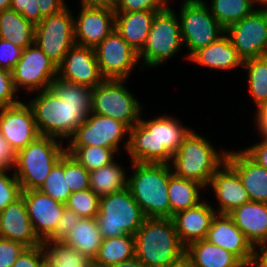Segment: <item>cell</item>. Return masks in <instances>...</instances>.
I'll use <instances>...</instances> for the list:
<instances>
[{"label": "cell", "mask_w": 267, "mask_h": 267, "mask_svg": "<svg viewBox=\"0 0 267 267\" xmlns=\"http://www.w3.org/2000/svg\"><path fill=\"white\" fill-rule=\"evenodd\" d=\"M120 0H100V6H109L115 8Z\"/></svg>", "instance_id": "57"}, {"label": "cell", "mask_w": 267, "mask_h": 267, "mask_svg": "<svg viewBox=\"0 0 267 267\" xmlns=\"http://www.w3.org/2000/svg\"><path fill=\"white\" fill-rule=\"evenodd\" d=\"M250 267H267V241L254 246V257Z\"/></svg>", "instance_id": "53"}, {"label": "cell", "mask_w": 267, "mask_h": 267, "mask_svg": "<svg viewBox=\"0 0 267 267\" xmlns=\"http://www.w3.org/2000/svg\"><path fill=\"white\" fill-rule=\"evenodd\" d=\"M11 0H0V11L10 9Z\"/></svg>", "instance_id": "58"}, {"label": "cell", "mask_w": 267, "mask_h": 267, "mask_svg": "<svg viewBox=\"0 0 267 267\" xmlns=\"http://www.w3.org/2000/svg\"><path fill=\"white\" fill-rule=\"evenodd\" d=\"M250 93L255 107L263 105L267 100V55L259 58H250L243 61Z\"/></svg>", "instance_id": "36"}, {"label": "cell", "mask_w": 267, "mask_h": 267, "mask_svg": "<svg viewBox=\"0 0 267 267\" xmlns=\"http://www.w3.org/2000/svg\"><path fill=\"white\" fill-rule=\"evenodd\" d=\"M26 248L22 243L0 238V267H13L14 262Z\"/></svg>", "instance_id": "46"}, {"label": "cell", "mask_w": 267, "mask_h": 267, "mask_svg": "<svg viewBox=\"0 0 267 267\" xmlns=\"http://www.w3.org/2000/svg\"><path fill=\"white\" fill-rule=\"evenodd\" d=\"M194 267H246L234 254L203 239L186 247Z\"/></svg>", "instance_id": "28"}, {"label": "cell", "mask_w": 267, "mask_h": 267, "mask_svg": "<svg viewBox=\"0 0 267 267\" xmlns=\"http://www.w3.org/2000/svg\"><path fill=\"white\" fill-rule=\"evenodd\" d=\"M0 238L20 242L26 247L43 244L34 231L22 195L0 212Z\"/></svg>", "instance_id": "23"}, {"label": "cell", "mask_w": 267, "mask_h": 267, "mask_svg": "<svg viewBox=\"0 0 267 267\" xmlns=\"http://www.w3.org/2000/svg\"><path fill=\"white\" fill-rule=\"evenodd\" d=\"M116 159L100 169L89 172L90 189L99 197L128 187V173Z\"/></svg>", "instance_id": "32"}, {"label": "cell", "mask_w": 267, "mask_h": 267, "mask_svg": "<svg viewBox=\"0 0 267 267\" xmlns=\"http://www.w3.org/2000/svg\"><path fill=\"white\" fill-rule=\"evenodd\" d=\"M41 16L47 17L56 14L68 6L66 0H36Z\"/></svg>", "instance_id": "50"}, {"label": "cell", "mask_w": 267, "mask_h": 267, "mask_svg": "<svg viewBox=\"0 0 267 267\" xmlns=\"http://www.w3.org/2000/svg\"><path fill=\"white\" fill-rule=\"evenodd\" d=\"M239 56L244 60L267 55V5L225 29Z\"/></svg>", "instance_id": "14"}, {"label": "cell", "mask_w": 267, "mask_h": 267, "mask_svg": "<svg viewBox=\"0 0 267 267\" xmlns=\"http://www.w3.org/2000/svg\"><path fill=\"white\" fill-rule=\"evenodd\" d=\"M81 218L76 212L65 208L62 218L56 225V231L47 241H61Z\"/></svg>", "instance_id": "48"}, {"label": "cell", "mask_w": 267, "mask_h": 267, "mask_svg": "<svg viewBox=\"0 0 267 267\" xmlns=\"http://www.w3.org/2000/svg\"><path fill=\"white\" fill-rule=\"evenodd\" d=\"M128 190L147 218H170V164L132 163Z\"/></svg>", "instance_id": "4"}, {"label": "cell", "mask_w": 267, "mask_h": 267, "mask_svg": "<svg viewBox=\"0 0 267 267\" xmlns=\"http://www.w3.org/2000/svg\"><path fill=\"white\" fill-rule=\"evenodd\" d=\"M109 267H146L139 259L133 257L130 260L111 265Z\"/></svg>", "instance_id": "54"}, {"label": "cell", "mask_w": 267, "mask_h": 267, "mask_svg": "<svg viewBox=\"0 0 267 267\" xmlns=\"http://www.w3.org/2000/svg\"><path fill=\"white\" fill-rule=\"evenodd\" d=\"M64 175L71 193L90 188L89 171L67 152L64 153Z\"/></svg>", "instance_id": "40"}, {"label": "cell", "mask_w": 267, "mask_h": 267, "mask_svg": "<svg viewBox=\"0 0 267 267\" xmlns=\"http://www.w3.org/2000/svg\"><path fill=\"white\" fill-rule=\"evenodd\" d=\"M254 125H256L255 129L258 130L259 136L263 139H267V107L263 105L256 106V110L254 112Z\"/></svg>", "instance_id": "52"}, {"label": "cell", "mask_w": 267, "mask_h": 267, "mask_svg": "<svg viewBox=\"0 0 267 267\" xmlns=\"http://www.w3.org/2000/svg\"><path fill=\"white\" fill-rule=\"evenodd\" d=\"M21 195L36 235L42 242L47 241L56 231V225L66 208L65 204L39 189L22 191Z\"/></svg>", "instance_id": "19"}, {"label": "cell", "mask_w": 267, "mask_h": 267, "mask_svg": "<svg viewBox=\"0 0 267 267\" xmlns=\"http://www.w3.org/2000/svg\"><path fill=\"white\" fill-rule=\"evenodd\" d=\"M190 131V127L172 115H159L150 120L141 116L130 129L126 153L132 163L169 164Z\"/></svg>", "instance_id": "2"}, {"label": "cell", "mask_w": 267, "mask_h": 267, "mask_svg": "<svg viewBox=\"0 0 267 267\" xmlns=\"http://www.w3.org/2000/svg\"><path fill=\"white\" fill-rule=\"evenodd\" d=\"M81 7L100 6V0H80Z\"/></svg>", "instance_id": "56"}, {"label": "cell", "mask_w": 267, "mask_h": 267, "mask_svg": "<svg viewBox=\"0 0 267 267\" xmlns=\"http://www.w3.org/2000/svg\"><path fill=\"white\" fill-rule=\"evenodd\" d=\"M12 72L13 84L16 91L24 90L26 95L50 89L57 77L58 67L34 43L23 49L21 58Z\"/></svg>", "instance_id": "13"}, {"label": "cell", "mask_w": 267, "mask_h": 267, "mask_svg": "<svg viewBox=\"0 0 267 267\" xmlns=\"http://www.w3.org/2000/svg\"><path fill=\"white\" fill-rule=\"evenodd\" d=\"M164 1L167 3L168 6H169L170 1L172 2V0H164Z\"/></svg>", "instance_id": "60"}, {"label": "cell", "mask_w": 267, "mask_h": 267, "mask_svg": "<svg viewBox=\"0 0 267 267\" xmlns=\"http://www.w3.org/2000/svg\"><path fill=\"white\" fill-rule=\"evenodd\" d=\"M47 267H92V261L61 241H44Z\"/></svg>", "instance_id": "35"}, {"label": "cell", "mask_w": 267, "mask_h": 267, "mask_svg": "<svg viewBox=\"0 0 267 267\" xmlns=\"http://www.w3.org/2000/svg\"><path fill=\"white\" fill-rule=\"evenodd\" d=\"M204 189L199 183L172 173L168 184L170 218L176 213L195 207L202 202L205 198L200 193L205 191Z\"/></svg>", "instance_id": "31"}, {"label": "cell", "mask_w": 267, "mask_h": 267, "mask_svg": "<svg viewBox=\"0 0 267 267\" xmlns=\"http://www.w3.org/2000/svg\"><path fill=\"white\" fill-rule=\"evenodd\" d=\"M23 48L0 38V68L12 71L21 58Z\"/></svg>", "instance_id": "45"}, {"label": "cell", "mask_w": 267, "mask_h": 267, "mask_svg": "<svg viewBox=\"0 0 267 267\" xmlns=\"http://www.w3.org/2000/svg\"><path fill=\"white\" fill-rule=\"evenodd\" d=\"M17 94L18 92L13 84L12 72L0 68V109L15 105L22 101L17 98Z\"/></svg>", "instance_id": "43"}, {"label": "cell", "mask_w": 267, "mask_h": 267, "mask_svg": "<svg viewBox=\"0 0 267 267\" xmlns=\"http://www.w3.org/2000/svg\"><path fill=\"white\" fill-rule=\"evenodd\" d=\"M204 2L224 29L252 14L257 9L256 5L260 6L257 0H211L208 3Z\"/></svg>", "instance_id": "34"}, {"label": "cell", "mask_w": 267, "mask_h": 267, "mask_svg": "<svg viewBox=\"0 0 267 267\" xmlns=\"http://www.w3.org/2000/svg\"><path fill=\"white\" fill-rule=\"evenodd\" d=\"M134 240L135 257L146 267H168L186 250L171 218H146Z\"/></svg>", "instance_id": "5"}, {"label": "cell", "mask_w": 267, "mask_h": 267, "mask_svg": "<svg viewBox=\"0 0 267 267\" xmlns=\"http://www.w3.org/2000/svg\"><path fill=\"white\" fill-rule=\"evenodd\" d=\"M10 9L22 14L34 25L43 19L36 0H11Z\"/></svg>", "instance_id": "47"}, {"label": "cell", "mask_w": 267, "mask_h": 267, "mask_svg": "<svg viewBox=\"0 0 267 267\" xmlns=\"http://www.w3.org/2000/svg\"><path fill=\"white\" fill-rule=\"evenodd\" d=\"M168 267H194L192 260L184 254L178 260L174 261Z\"/></svg>", "instance_id": "55"}, {"label": "cell", "mask_w": 267, "mask_h": 267, "mask_svg": "<svg viewBox=\"0 0 267 267\" xmlns=\"http://www.w3.org/2000/svg\"><path fill=\"white\" fill-rule=\"evenodd\" d=\"M99 199L90 188L73 192L65 203V207L76 212L82 218H95L99 214Z\"/></svg>", "instance_id": "39"}, {"label": "cell", "mask_w": 267, "mask_h": 267, "mask_svg": "<svg viewBox=\"0 0 267 267\" xmlns=\"http://www.w3.org/2000/svg\"><path fill=\"white\" fill-rule=\"evenodd\" d=\"M135 257V240L132 235L104 238L92 267H109Z\"/></svg>", "instance_id": "33"}, {"label": "cell", "mask_w": 267, "mask_h": 267, "mask_svg": "<svg viewBox=\"0 0 267 267\" xmlns=\"http://www.w3.org/2000/svg\"><path fill=\"white\" fill-rule=\"evenodd\" d=\"M102 240L95 218H81L61 242L93 261L98 255Z\"/></svg>", "instance_id": "29"}, {"label": "cell", "mask_w": 267, "mask_h": 267, "mask_svg": "<svg viewBox=\"0 0 267 267\" xmlns=\"http://www.w3.org/2000/svg\"><path fill=\"white\" fill-rule=\"evenodd\" d=\"M147 217L128 188L101 196L95 217L102 238L135 236Z\"/></svg>", "instance_id": "7"}, {"label": "cell", "mask_w": 267, "mask_h": 267, "mask_svg": "<svg viewBox=\"0 0 267 267\" xmlns=\"http://www.w3.org/2000/svg\"><path fill=\"white\" fill-rule=\"evenodd\" d=\"M263 106L267 107V100H266V102L263 104Z\"/></svg>", "instance_id": "61"}, {"label": "cell", "mask_w": 267, "mask_h": 267, "mask_svg": "<svg viewBox=\"0 0 267 267\" xmlns=\"http://www.w3.org/2000/svg\"><path fill=\"white\" fill-rule=\"evenodd\" d=\"M66 152L63 141L39 136L15 154L13 171L20 183L21 190L39 189L45 182L55 163Z\"/></svg>", "instance_id": "6"}, {"label": "cell", "mask_w": 267, "mask_h": 267, "mask_svg": "<svg viewBox=\"0 0 267 267\" xmlns=\"http://www.w3.org/2000/svg\"><path fill=\"white\" fill-rule=\"evenodd\" d=\"M158 12L161 11L115 12V29L138 54L145 46Z\"/></svg>", "instance_id": "27"}, {"label": "cell", "mask_w": 267, "mask_h": 267, "mask_svg": "<svg viewBox=\"0 0 267 267\" xmlns=\"http://www.w3.org/2000/svg\"><path fill=\"white\" fill-rule=\"evenodd\" d=\"M208 188L209 190L211 188L212 193L215 194L217 207L213 208L217 214H229L235 208L250 201L240 176L227 161L217 169Z\"/></svg>", "instance_id": "20"}, {"label": "cell", "mask_w": 267, "mask_h": 267, "mask_svg": "<svg viewBox=\"0 0 267 267\" xmlns=\"http://www.w3.org/2000/svg\"><path fill=\"white\" fill-rule=\"evenodd\" d=\"M0 135L15 154L40 136L27 101L0 109Z\"/></svg>", "instance_id": "16"}, {"label": "cell", "mask_w": 267, "mask_h": 267, "mask_svg": "<svg viewBox=\"0 0 267 267\" xmlns=\"http://www.w3.org/2000/svg\"><path fill=\"white\" fill-rule=\"evenodd\" d=\"M129 136L130 128L125 123L90 112L86 121L77 128L70 141H67L69 144L66 146H100L114 149L120 155L122 146L124 152H127ZM123 141L125 142L121 145Z\"/></svg>", "instance_id": "12"}, {"label": "cell", "mask_w": 267, "mask_h": 267, "mask_svg": "<svg viewBox=\"0 0 267 267\" xmlns=\"http://www.w3.org/2000/svg\"><path fill=\"white\" fill-rule=\"evenodd\" d=\"M168 7L164 0H120L115 12L163 11Z\"/></svg>", "instance_id": "42"}, {"label": "cell", "mask_w": 267, "mask_h": 267, "mask_svg": "<svg viewBox=\"0 0 267 267\" xmlns=\"http://www.w3.org/2000/svg\"><path fill=\"white\" fill-rule=\"evenodd\" d=\"M227 152L226 149L218 152L208 138L191 129L169 164L174 175L208 189L215 172L226 161Z\"/></svg>", "instance_id": "3"}, {"label": "cell", "mask_w": 267, "mask_h": 267, "mask_svg": "<svg viewBox=\"0 0 267 267\" xmlns=\"http://www.w3.org/2000/svg\"><path fill=\"white\" fill-rule=\"evenodd\" d=\"M14 163L15 153L0 135V170L12 168Z\"/></svg>", "instance_id": "51"}, {"label": "cell", "mask_w": 267, "mask_h": 267, "mask_svg": "<svg viewBox=\"0 0 267 267\" xmlns=\"http://www.w3.org/2000/svg\"><path fill=\"white\" fill-rule=\"evenodd\" d=\"M242 149L253 161L267 170V139Z\"/></svg>", "instance_id": "49"}, {"label": "cell", "mask_w": 267, "mask_h": 267, "mask_svg": "<svg viewBox=\"0 0 267 267\" xmlns=\"http://www.w3.org/2000/svg\"><path fill=\"white\" fill-rule=\"evenodd\" d=\"M35 25L22 14L8 9L0 11V38L25 49L34 44Z\"/></svg>", "instance_id": "30"}, {"label": "cell", "mask_w": 267, "mask_h": 267, "mask_svg": "<svg viewBox=\"0 0 267 267\" xmlns=\"http://www.w3.org/2000/svg\"><path fill=\"white\" fill-rule=\"evenodd\" d=\"M260 5H267V0H257Z\"/></svg>", "instance_id": "59"}, {"label": "cell", "mask_w": 267, "mask_h": 267, "mask_svg": "<svg viewBox=\"0 0 267 267\" xmlns=\"http://www.w3.org/2000/svg\"><path fill=\"white\" fill-rule=\"evenodd\" d=\"M175 11L169 5L155 15L145 46L138 54L140 65L137 67L141 71L157 68L182 52L180 22Z\"/></svg>", "instance_id": "8"}, {"label": "cell", "mask_w": 267, "mask_h": 267, "mask_svg": "<svg viewBox=\"0 0 267 267\" xmlns=\"http://www.w3.org/2000/svg\"><path fill=\"white\" fill-rule=\"evenodd\" d=\"M206 200V201H205ZM217 212L207 199L197 206L178 212L171 217L178 238L186 248L191 243L206 239Z\"/></svg>", "instance_id": "22"}, {"label": "cell", "mask_w": 267, "mask_h": 267, "mask_svg": "<svg viewBox=\"0 0 267 267\" xmlns=\"http://www.w3.org/2000/svg\"><path fill=\"white\" fill-rule=\"evenodd\" d=\"M39 190L54 200L66 203L72 194L64 175V155L55 163Z\"/></svg>", "instance_id": "38"}, {"label": "cell", "mask_w": 267, "mask_h": 267, "mask_svg": "<svg viewBox=\"0 0 267 267\" xmlns=\"http://www.w3.org/2000/svg\"><path fill=\"white\" fill-rule=\"evenodd\" d=\"M46 255L43 245L26 247L17 257L13 267H44Z\"/></svg>", "instance_id": "44"}, {"label": "cell", "mask_w": 267, "mask_h": 267, "mask_svg": "<svg viewBox=\"0 0 267 267\" xmlns=\"http://www.w3.org/2000/svg\"><path fill=\"white\" fill-rule=\"evenodd\" d=\"M66 152L89 172L112 163L118 153L100 146H66Z\"/></svg>", "instance_id": "37"}, {"label": "cell", "mask_w": 267, "mask_h": 267, "mask_svg": "<svg viewBox=\"0 0 267 267\" xmlns=\"http://www.w3.org/2000/svg\"><path fill=\"white\" fill-rule=\"evenodd\" d=\"M228 215L253 246L267 241V203L250 200Z\"/></svg>", "instance_id": "26"}, {"label": "cell", "mask_w": 267, "mask_h": 267, "mask_svg": "<svg viewBox=\"0 0 267 267\" xmlns=\"http://www.w3.org/2000/svg\"><path fill=\"white\" fill-rule=\"evenodd\" d=\"M226 161L237 171L251 201L267 203V170L242 149L228 150Z\"/></svg>", "instance_id": "24"}, {"label": "cell", "mask_w": 267, "mask_h": 267, "mask_svg": "<svg viewBox=\"0 0 267 267\" xmlns=\"http://www.w3.org/2000/svg\"><path fill=\"white\" fill-rule=\"evenodd\" d=\"M126 81L104 79L93 88L91 112L121 121L131 129L139 122L145 106L125 87Z\"/></svg>", "instance_id": "10"}, {"label": "cell", "mask_w": 267, "mask_h": 267, "mask_svg": "<svg viewBox=\"0 0 267 267\" xmlns=\"http://www.w3.org/2000/svg\"><path fill=\"white\" fill-rule=\"evenodd\" d=\"M69 8L44 17L35 25L34 43L57 67L75 45L74 14Z\"/></svg>", "instance_id": "11"}, {"label": "cell", "mask_w": 267, "mask_h": 267, "mask_svg": "<svg viewBox=\"0 0 267 267\" xmlns=\"http://www.w3.org/2000/svg\"><path fill=\"white\" fill-rule=\"evenodd\" d=\"M21 192V186L13 168L0 170V212L18 199L21 196Z\"/></svg>", "instance_id": "41"}, {"label": "cell", "mask_w": 267, "mask_h": 267, "mask_svg": "<svg viewBox=\"0 0 267 267\" xmlns=\"http://www.w3.org/2000/svg\"><path fill=\"white\" fill-rule=\"evenodd\" d=\"M100 72L105 79L127 80L139 65L138 53L114 29L95 48Z\"/></svg>", "instance_id": "15"}, {"label": "cell", "mask_w": 267, "mask_h": 267, "mask_svg": "<svg viewBox=\"0 0 267 267\" xmlns=\"http://www.w3.org/2000/svg\"><path fill=\"white\" fill-rule=\"evenodd\" d=\"M57 77L90 88H95L105 79L100 72L94 48L76 44L58 66Z\"/></svg>", "instance_id": "18"}, {"label": "cell", "mask_w": 267, "mask_h": 267, "mask_svg": "<svg viewBox=\"0 0 267 267\" xmlns=\"http://www.w3.org/2000/svg\"><path fill=\"white\" fill-rule=\"evenodd\" d=\"M179 13L181 38L188 49L184 55L189 57L198 49L206 47L225 33V29L211 14L204 0H183Z\"/></svg>", "instance_id": "9"}, {"label": "cell", "mask_w": 267, "mask_h": 267, "mask_svg": "<svg viewBox=\"0 0 267 267\" xmlns=\"http://www.w3.org/2000/svg\"><path fill=\"white\" fill-rule=\"evenodd\" d=\"M188 60L213 71L224 70L225 72L243 68V59L225 33L208 46L195 51Z\"/></svg>", "instance_id": "25"}, {"label": "cell", "mask_w": 267, "mask_h": 267, "mask_svg": "<svg viewBox=\"0 0 267 267\" xmlns=\"http://www.w3.org/2000/svg\"><path fill=\"white\" fill-rule=\"evenodd\" d=\"M28 100L41 136L63 142L72 137L92 109L93 88L56 77L50 89L34 92Z\"/></svg>", "instance_id": "1"}, {"label": "cell", "mask_w": 267, "mask_h": 267, "mask_svg": "<svg viewBox=\"0 0 267 267\" xmlns=\"http://www.w3.org/2000/svg\"><path fill=\"white\" fill-rule=\"evenodd\" d=\"M79 9L73 16L75 44L95 48L115 29V10L109 6Z\"/></svg>", "instance_id": "17"}, {"label": "cell", "mask_w": 267, "mask_h": 267, "mask_svg": "<svg viewBox=\"0 0 267 267\" xmlns=\"http://www.w3.org/2000/svg\"><path fill=\"white\" fill-rule=\"evenodd\" d=\"M206 240L234 254L246 267L254 257V246L228 214H216Z\"/></svg>", "instance_id": "21"}]
</instances>
